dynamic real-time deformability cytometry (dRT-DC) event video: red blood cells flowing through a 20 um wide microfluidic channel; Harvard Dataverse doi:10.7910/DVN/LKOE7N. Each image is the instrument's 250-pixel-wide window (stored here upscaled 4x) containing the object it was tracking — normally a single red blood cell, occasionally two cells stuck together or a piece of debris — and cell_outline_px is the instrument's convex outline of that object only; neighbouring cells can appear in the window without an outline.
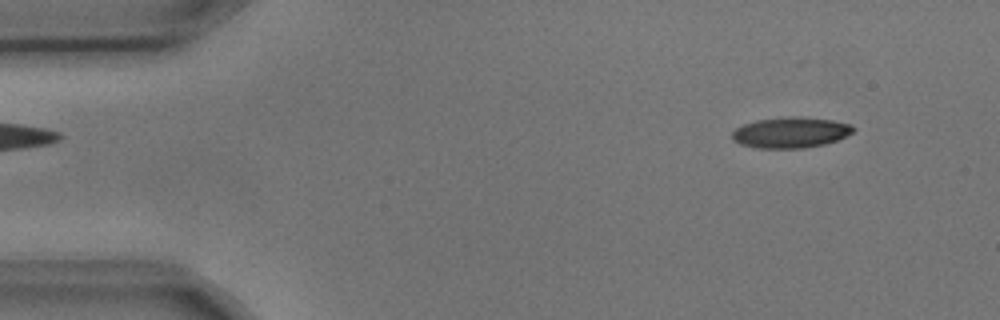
{"species": "common noctule bat (a hibernating species)", "species_latin": "Nyctalus noctula", "temperature_condition": "cold", "stored_images_in_passage": 4, "camera_frame_rate_fps": 3000, "um_per_image_px": 0.085, "animal": {"sex": "male", "body_mass_g": 17.9, "forearm_length_mm": 54.2}, "frame": {"image": 1, "passage_image": 1, "time_ms": 0.0, "image_size_px": [1000, 320], "cell_outline_px": [[856, 128], [852, 132], [836, 140], [824, 144], [804, 148], [756, 148], [740, 144], [732, 140], [732, 132], [736, 128], [744, 124], [756, 120], [788, 116], [796, 116], [832, 120], [852, 124]], "centroid_in_image_um": [67.18, 11.26], "position_along_channel_um": 17.8, "area_um2": 21.73}}
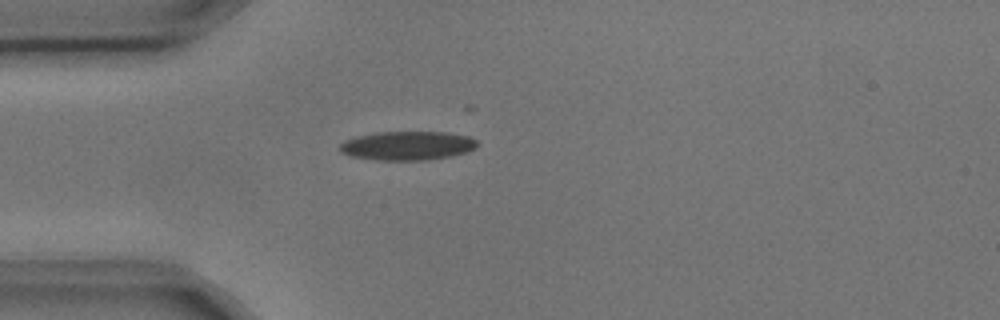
{"frame": {"image": 2, "passage_image": 3, "time_ms": 0.667, "image_size_px": [1000, 320], "cell_outline_px": [[476, 148], [468, 152], [452, 156], [428, 160], [376, 160], [348, 156], [340, 152], [340, 144], [344, 140], [356, 136], [376, 132], [448, 132], [468, 136], [476, 140]], "centroid_in_image_um": [34.61, 12.39], "position_along_channel_um": 50.4, "area_um2": 23.41}}